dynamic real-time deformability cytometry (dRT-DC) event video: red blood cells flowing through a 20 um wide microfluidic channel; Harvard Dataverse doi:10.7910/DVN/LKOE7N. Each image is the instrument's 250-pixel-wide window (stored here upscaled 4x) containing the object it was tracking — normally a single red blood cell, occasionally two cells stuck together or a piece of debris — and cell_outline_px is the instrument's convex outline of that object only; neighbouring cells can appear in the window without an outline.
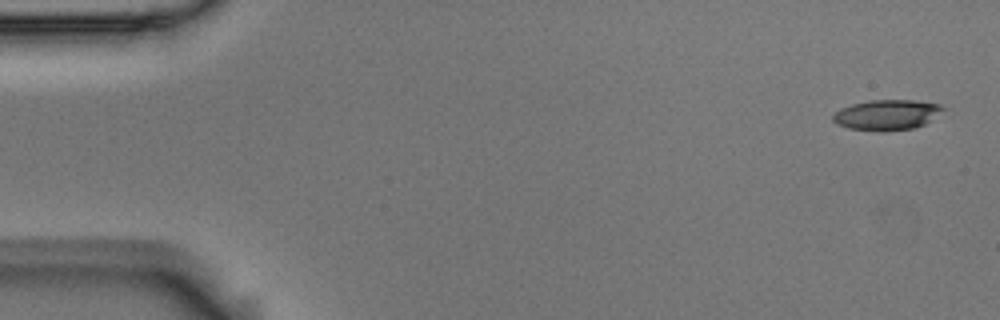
{"species": "Egyptian fruit bat (a non-hibernating species)", "species_latin": "Rousettus aegyptiacus", "temperature_condition": "room temperature", "stored_images_in_passage": 5, "camera_frame_rate_fps": 3000, "um_per_image_px": 0.085, "animal": {"sex": "male"}, "frame": {"image": 1, "passage_image": 1, "time_ms": 0.0, "image_size_px": [1000, 320], "cell_outline_px": [[948, 108], [924, 124], [916, 128], [884, 132], [880, 132], [848, 128], [836, 124], [832, 120], [832, 116], [840, 108], [852, 104], [868, 100], [916, 100], [940, 104]], "centroid_in_image_um": [75.39, 9.77], "position_along_channel_um": 9.6, "area_um2": 19.83}}
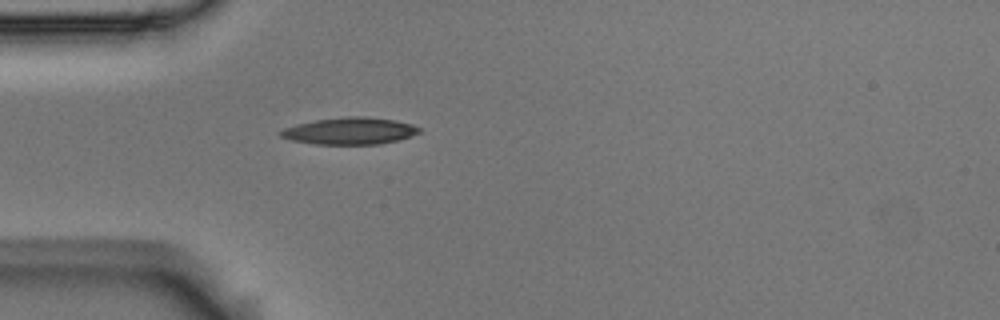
{"frame": {"image": 2, "passage_image": 5, "time_ms": 1.333, "image_size_px": [1000, 320], "cell_outline_px": [[420, 132], [412, 136], [400, 140], [380, 144], [316, 144], [292, 140], [280, 136], [276, 132], [284, 128], [296, 124], [316, 120], [348, 116], [368, 116], [392, 120], [412, 124], [420, 128]], "centroid_in_image_um": [29.74, 11.13], "position_along_channel_um": 55.3, "area_um2": 21.79}}